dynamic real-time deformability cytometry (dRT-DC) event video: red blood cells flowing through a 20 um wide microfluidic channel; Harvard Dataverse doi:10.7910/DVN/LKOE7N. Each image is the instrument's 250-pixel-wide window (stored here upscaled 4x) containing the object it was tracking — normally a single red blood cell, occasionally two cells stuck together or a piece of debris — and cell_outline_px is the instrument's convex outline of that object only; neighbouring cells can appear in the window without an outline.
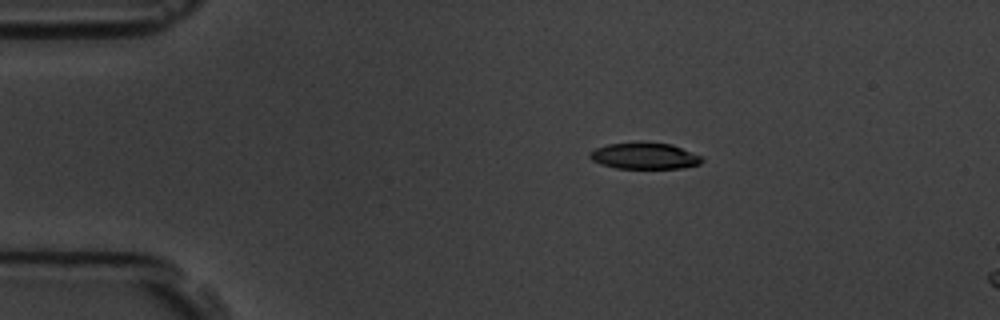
{"species": "common noctule bat (a hibernating species)", "species_latin": "Nyctalus noctula", "temperature_condition": "room temperature", "stored_images_in_passage": 3, "camera_frame_rate_fps": 3000, "um_per_image_px": 0.085, "animal": {"sex": "male", "body_mass_g": 19.5, "forearm_length_mm": 54.6}, "frame": {"image": 1, "passage_image": 1, "time_ms": 0.0, "image_size_px": [1000, 320], "cell_outline_px": [[704, 160], [700, 164], [680, 168], [616, 168], [600, 164], [592, 160], [588, 156], [596, 148], [608, 144], [672, 144], [700, 156]], "centroid_in_image_um": [54.79, 13.29], "position_along_channel_um": 30.2, "area_um2": 16.53}}